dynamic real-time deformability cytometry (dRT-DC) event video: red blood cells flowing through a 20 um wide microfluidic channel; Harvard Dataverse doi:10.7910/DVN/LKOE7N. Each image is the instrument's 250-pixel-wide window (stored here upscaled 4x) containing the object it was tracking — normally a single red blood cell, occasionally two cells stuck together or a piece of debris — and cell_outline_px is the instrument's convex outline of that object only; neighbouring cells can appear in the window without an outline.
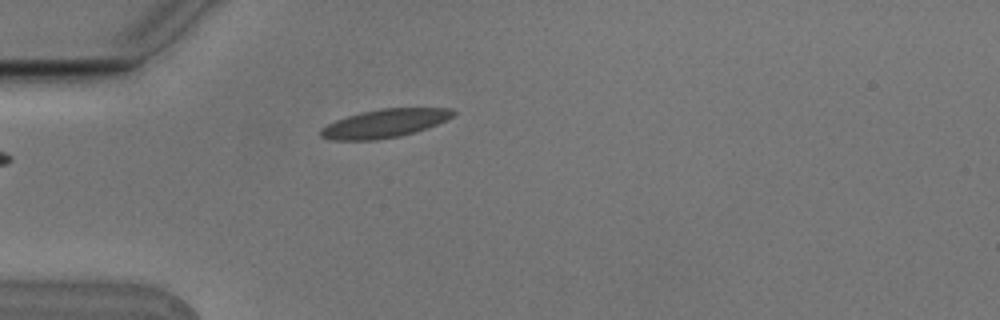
{"species": "Egyptian fruit bat (a non-hibernating species)", "species_latin": "Rousettus aegyptiacus", "temperature_condition": "cold", "stored_images_in_passage": 4, "camera_frame_rate_fps": 3000, "um_per_image_px": 0.085, "animal": {"sex": "male"}, "frame": {"image": 1, "passage_image": 3, "time_ms": 0.667, "image_size_px": [1000, 320], "cell_outline_px": [[456, 112], [448, 120], [400, 136], [376, 140], [332, 140], [320, 136], [320, 128], [336, 120], [360, 112], [380, 108], [452, 108]], "centroid_in_image_um": [32.67, 10.48], "position_along_channel_um": 52.3, "area_um2": 21.79}}